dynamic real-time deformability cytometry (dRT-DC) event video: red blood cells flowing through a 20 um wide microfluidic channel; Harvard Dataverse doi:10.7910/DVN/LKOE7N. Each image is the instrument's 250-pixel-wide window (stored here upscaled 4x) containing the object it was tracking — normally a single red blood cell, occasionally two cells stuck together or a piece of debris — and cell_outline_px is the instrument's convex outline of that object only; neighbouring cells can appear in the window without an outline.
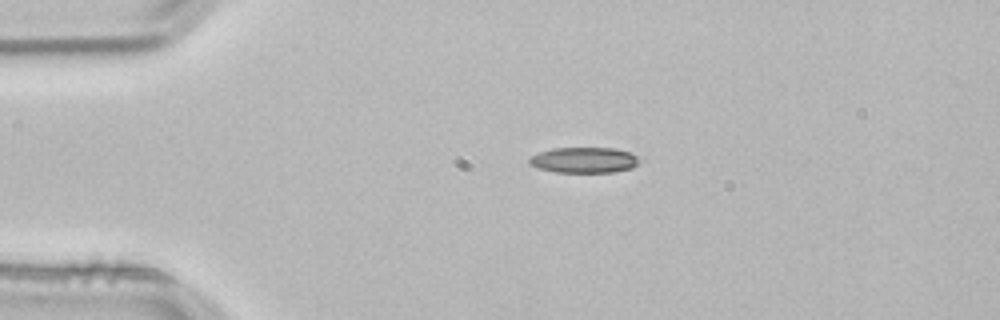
{"species": "common noctule bat (a hibernating species)", "species_latin": "Nyctalus noctula", "temperature_condition": "room temperature", "stored_images_in_passage": 2, "camera_frame_rate_fps": 3000, "um_per_image_px": 0.085, "animal": {"sex": "male", "body_mass_g": 21.5, "forearm_length_mm": 52.0}, "frame": {"image": 1, "passage_image": 1, "time_ms": 0.0, "image_size_px": [1000, 320], "cell_outline_px": [[640, 160], [632, 168], [616, 172], [556, 172], [540, 168], [528, 164], [528, 160], [532, 156], [540, 152], [552, 148], [616, 148], [628, 152], [636, 156]], "centroid_in_image_um": [49.65, 13.6], "position_along_channel_um": 35.4, "area_um2": 16.36}}